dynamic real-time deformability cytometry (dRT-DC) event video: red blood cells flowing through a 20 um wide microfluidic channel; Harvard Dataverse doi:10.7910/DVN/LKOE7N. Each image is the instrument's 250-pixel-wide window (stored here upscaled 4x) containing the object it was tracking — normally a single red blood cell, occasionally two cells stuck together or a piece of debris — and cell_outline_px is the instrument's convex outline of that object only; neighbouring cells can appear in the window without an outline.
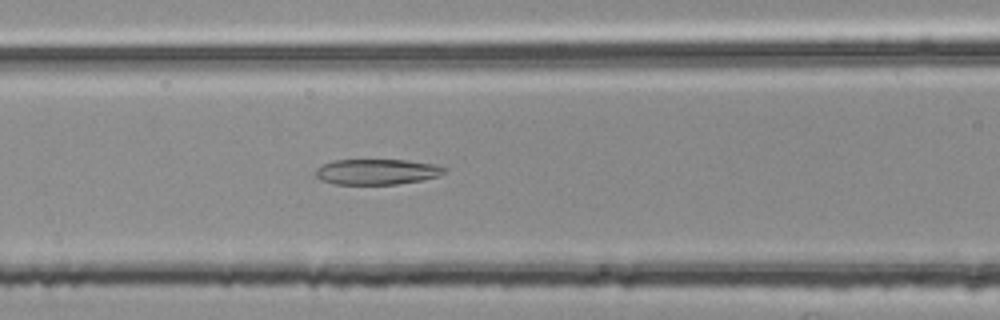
{"species": "common noctule bat (a hibernating species)", "species_latin": "Nyctalus noctula", "temperature_condition": "room temperature", "stored_images_in_passage": 48, "camera_frame_rate_fps": 3000, "um_per_image_px": 0.085, "animal": {"sex": "female", "body_mass_g": 25.1}, "frame": {"image": 1, "passage_image": 22, "time_ms": 7.0, "image_size_px": [1000, 320], "cell_outline_px": [[448, 168], [440, 176], [420, 180], [396, 184], [336, 184], [320, 180], [316, 176], [316, 168], [332, 160], [408, 160], [432, 164]], "centroid_in_image_um": [32.03, 14.6], "position_along_channel_um": 134.6, "area_um2": 19.07}}
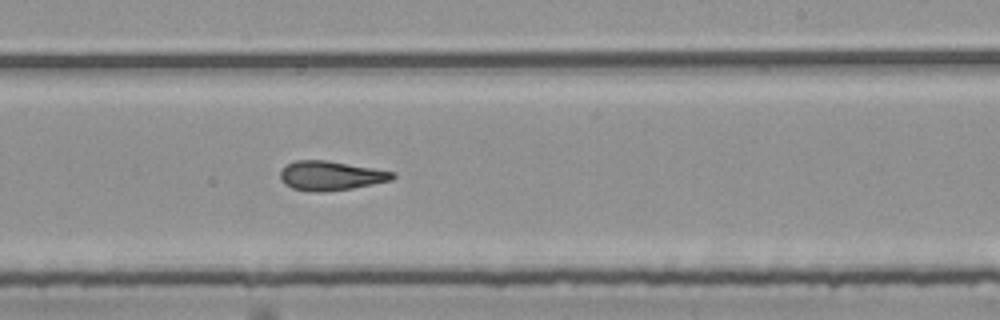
{"frame": {"image": 2, "passage_image": 32, "time_ms": 10.333, "image_size_px": [1000, 320], "cell_outline_px": [[396, 176], [392, 180], [352, 188], [320, 192], [308, 192], [292, 188], [284, 184], [280, 180], [280, 172], [288, 164], [296, 160], [324, 160], [396, 172]], "centroid_in_image_um": [28.09, 14.94], "position_along_channel_um": 260.9, "area_um2": 19.07}}
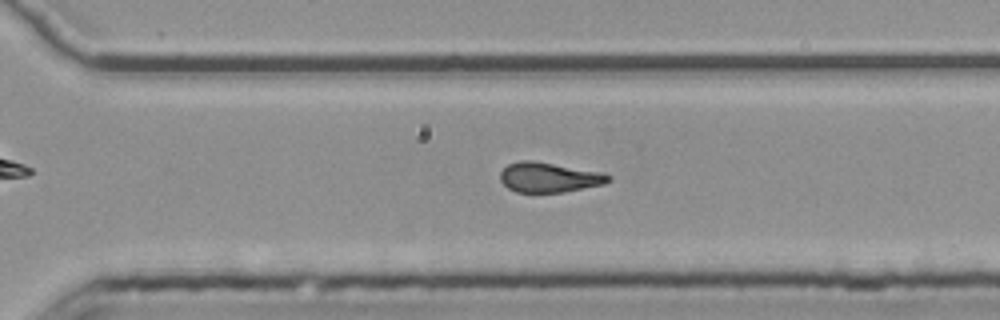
{"frame": {"image": 3, "passage_image": 37, "time_ms": 12.0, "image_size_px": [1000, 320], "cell_outline_px": [[612, 180], [604, 184], [564, 192], [516, 192], [508, 188], [500, 180], [500, 172], [508, 164], [520, 160], [532, 160], [604, 172], [612, 176]], "centroid_in_image_um": [46.7, 15.07], "position_along_channel_um": 323.9, "area_um2": 19.02}, "authors_computed_cell_mechanics": {"area_um2": 19.7098, "velocity_mm_per_s": 3.7912, "shape_relaxation_time_tau1_ms": null, "shape_relaxation_time_tau2_ms": 2.778, "deformation_change_tau1": null, "deformation_change_tau2": 0.1023}}